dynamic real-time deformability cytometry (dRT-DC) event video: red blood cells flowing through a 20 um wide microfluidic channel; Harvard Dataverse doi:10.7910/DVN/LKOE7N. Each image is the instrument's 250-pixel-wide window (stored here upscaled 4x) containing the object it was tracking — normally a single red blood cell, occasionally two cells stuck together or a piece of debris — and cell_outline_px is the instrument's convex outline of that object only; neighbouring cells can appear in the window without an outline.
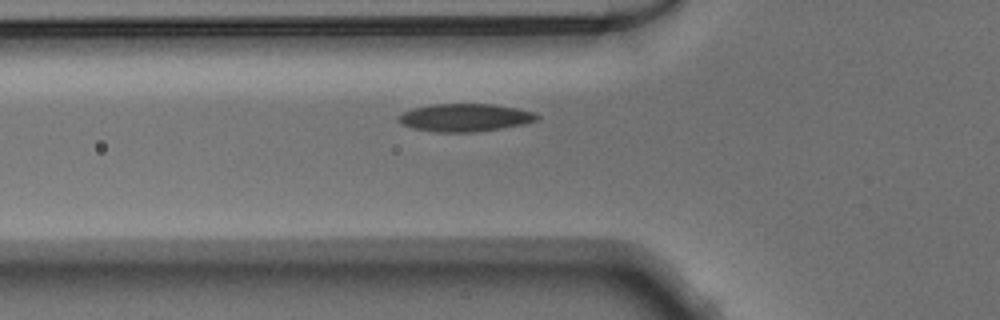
{"species": "Egyptian fruit bat (a non-hibernating species)", "species_latin": "Rousettus aegyptiacus", "temperature_condition": "warm", "stored_images_in_passage": 39, "camera_frame_rate_fps": 3000, "um_per_image_px": 0.085, "animal": {"sex": "male"}, "frame": {"image": 1, "passage_image": 11, "time_ms": 3.333, "image_size_px": [1000, 320], "cell_outline_px": [[540, 116], [536, 120], [524, 124], [476, 132], [440, 132], [412, 128], [400, 124], [396, 120], [396, 116], [412, 108], [432, 104], [492, 104], [516, 108], [536, 112]], "centroid_in_image_um": [39.49, 9.99], "position_along_channel_um": 86.3, "area_um2": 22.54}}
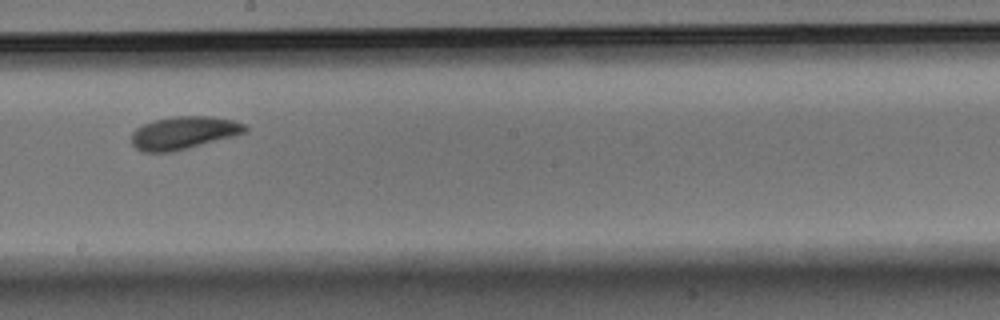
{"frame": {"image": 2, "passage_image": 22, "time_ms": 7.0, "image_size_px": [1000, 320], "cell_outline_px": [[248, 132], [236, 136], [172, 152], [144, 152], [136, 148], [132, 144], [132, 132], [136, 128], [144, 124], [156, 120], [172, 116], [208, 116], [232, 120], [244, 124], [248, 128]], "centroid_in_image_um": [15.64, 11.29], "position_along_channel_um": 232.6, "area_um2": 21.73}}
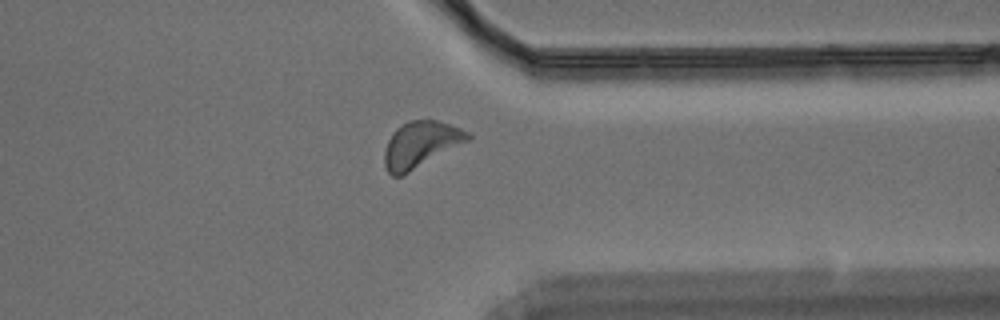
{"frame": {"image": 3, "passage_image": 33, "time_ms": 10.667, "image_size_px": [1000, 320], "cell_outline_px": [[472, 136], [468, 140], [408, 172], [400, 176], [392, 176], [388, 172], [384, 164], [384, 152], [388, 140], [392, 132], [396, 128], [408, 120], [436, 120], [460, 128], [468, 132]], "centroid_in_image_um": [35.71, 12.26], "position_along_channel_um": 375.7, "area_um2": 21.91}}